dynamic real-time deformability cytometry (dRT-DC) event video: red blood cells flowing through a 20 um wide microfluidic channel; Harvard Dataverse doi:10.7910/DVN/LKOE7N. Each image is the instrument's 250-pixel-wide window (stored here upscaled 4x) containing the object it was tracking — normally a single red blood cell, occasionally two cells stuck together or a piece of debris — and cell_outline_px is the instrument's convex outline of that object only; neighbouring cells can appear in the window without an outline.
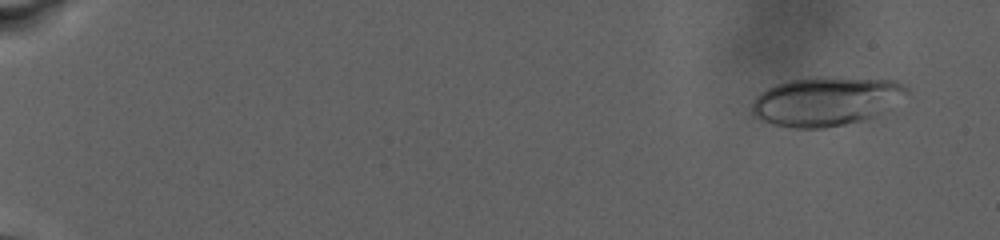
{"species": "human", "species_latin": "Homo sapiens", "temperature_condition": "warm", "stored_images_in_passage": 40, "camera_frame_rate_fps": 3000, "um_per_image_px": 0.085, "donor": {"sex": "male"}, "frame": {"image": 1, "passage_image": 2, "time_ms": 1.0, "image_size_px": [1000, 240], "cell_outline_px": [[912, 92], [872, 116], [864, 120], [824, 128], [792, 128], [772, 124], [756, 116], [752, 112], [752, 100], [756, 96], [768, 88], [776, 84], [788, 80], [820, 76], [832, 76], [896, 80], [904, 84]], "centroid_in_image_um": [70.22, 8.57], "position_along_channel_um": 14.8, "area_um2": 44.27}}
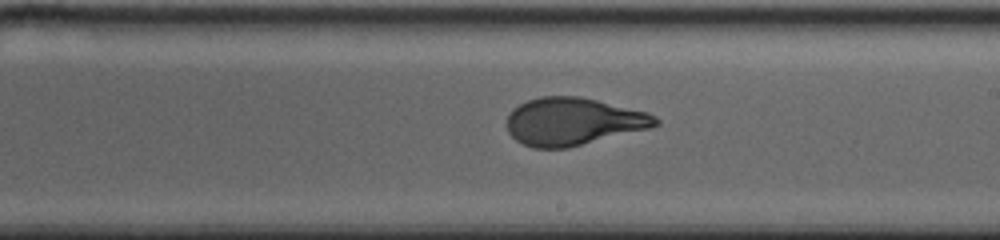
{"frame": {"image": 2, "passage_image": 26, "time_ms": 17.333, "image_size_px": [1000, 240], "cell_outline_px": [[660, 124], [648, 128], [568, 148], [532, 148], [516, 140], [508, 132], [508, 116], [512, 108], [528, 100], [540, 96], [580, 96], [648, 112], [656, 116], [660, 120]], "centroid_in_image_um": [48.72, 10.32], "position_along_channel_um": 240.3, "area_um2": 41.1}}
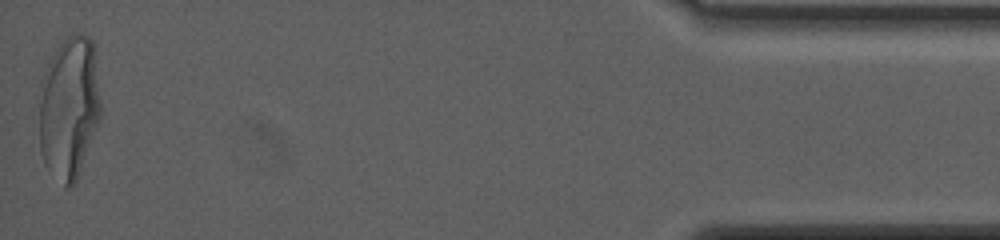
{"frame": {"image": 3, "passage_image": 40, "time_ms": 27.667, "image_size_px": [1000, 240], "cell_outline_px": [[100, 120], [76, 180], [68, 188], [64, 188], [44, 164], [40, 152], [40, 104], [44, 72], [60, 40], [72, 32], [80, 32], [88, 36], [92, 40], [100, 100]], "centroid_in_image_um": [5.88, 9.13], "position_along_channel_um": 429.3, "area_um2": 50.98}, "authors_computed_cell_mechanics": {"area_um2": 41.4426, "velocity_mm_per_s": 2.5395, "shape_relaxation_time_tau1_ms": 8.4517, "shape_relaxation_time_tau2_ms": 1.0532, "deformation_change_tau1": 0.2719, "deformation_change_tau2": 0.0801}}